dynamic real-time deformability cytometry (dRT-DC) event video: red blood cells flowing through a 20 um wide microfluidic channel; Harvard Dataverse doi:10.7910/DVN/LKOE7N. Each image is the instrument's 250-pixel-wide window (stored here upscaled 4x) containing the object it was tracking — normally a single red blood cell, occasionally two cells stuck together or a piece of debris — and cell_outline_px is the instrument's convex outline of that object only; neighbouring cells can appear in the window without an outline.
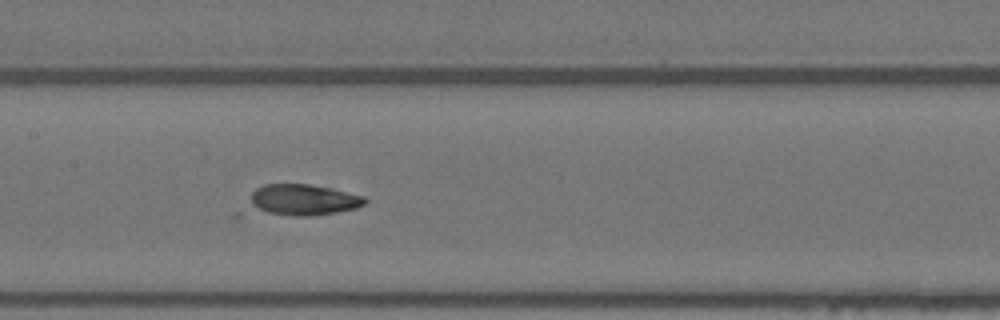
{"species": "Egyptian fruit bat (a non-hibernating species)", "species_latin": "Rousettus aegyptiacus", "temperature_condition": "warm", "stored_images_in_passage": 45, "camera_frame_rate_fps": 3000, "um_per_image_px": 0.085, "animal": {"sex": "female"}, "frame": {"image": 1, "passage_image": 15, "time_ms": 4.667, "image_size_px": [1000, 320], "cell_outline_px": [[368, 200], [364, 204], [356, 208], [336, 212], [308, 216], [236, 220], [232, 216], [252, 192], [256, 188], [264, 184], [308, 184], [328, 188], [364, 196]], "centroid_in_image_um": [25.13, 17.15], "position_along_channel_um": 182.3, "area_um2": 24.33}}
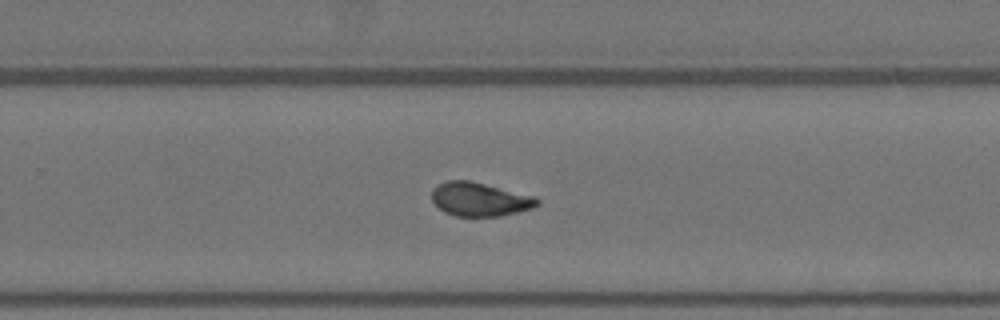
{"frame": {"image": 2, "passage_image": 24, "time_ms": 7.667, "image_size_px": [1000, 320], "cell_outline_px": [[540, 204], [532, 208], [516, 212], [496, 216], [456, 216], [444, 212], [432, 200], [432, 188], [436, 184], [448, 180], [468, 180], [532, 196], [540, 200]], "centroid_in_image_um": [40.73, 16.94], "position_along_channel_um": 289.1, "area_um2": 20.4}}
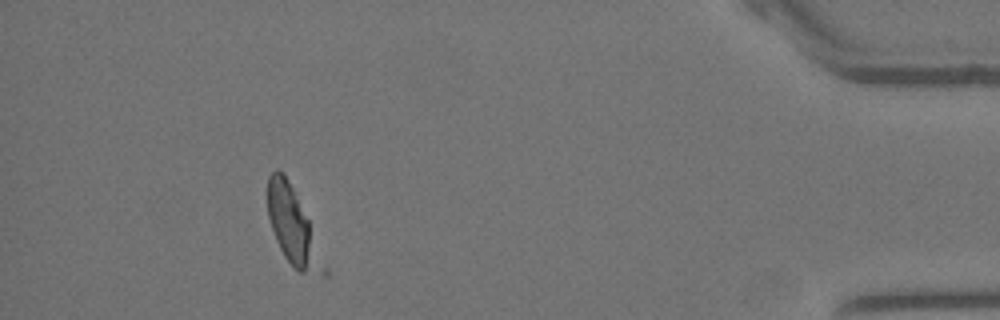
{"frame": {"image": 3, "passage_image": 39, "time_ms": 12.667, "image_size_px": [1000, 320], "cell_outline_px": [[328, 276], [324, 276], [300, 272], [284, 256], [276, 240], [268, 216], [264, 192], [268, 176], [276, 168], [284, 172], [308, 220], [328, 268]], "centroid_in_image_um": [24.86, 19.25], "position_along_channel_um": 410.3, "area_um2": 25.09}}